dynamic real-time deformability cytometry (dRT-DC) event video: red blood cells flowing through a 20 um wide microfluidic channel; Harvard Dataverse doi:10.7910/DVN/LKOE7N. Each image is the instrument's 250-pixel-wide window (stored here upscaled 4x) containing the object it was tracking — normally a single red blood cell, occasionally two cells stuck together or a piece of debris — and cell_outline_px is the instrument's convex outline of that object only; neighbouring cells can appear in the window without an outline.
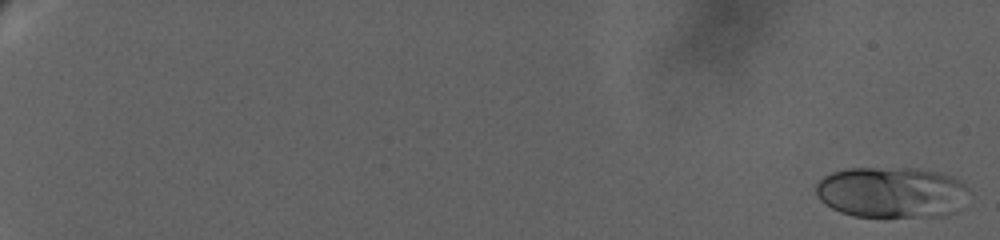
{"species": "human", "species_latin": "Homo sapiens", "temperature_condition": "warm", "stored_images_in_passage": 89, "camera_frame_rate_fps": 3000, "um_per_image_px": 0.085, "donor": {"sex": "female"}, "frame": {"image": 1, "passage_image": 1, "time_ms": 0.0, "image_size_px": [1000, 240], "cell_outline_px": [[972, 192], [956, 212], [948, 216], [852, 216], [840, 212], [824, 204], [816, 196], [816, 184], [824, 176], [832, 172], [848, 168], [916, 168], [940, 172], [952, 176], [964, 184]], "centroid_in_image_um": [75.82, 16.34], "position_along_channel_um": 9.2, "area_um2": 46.01}}
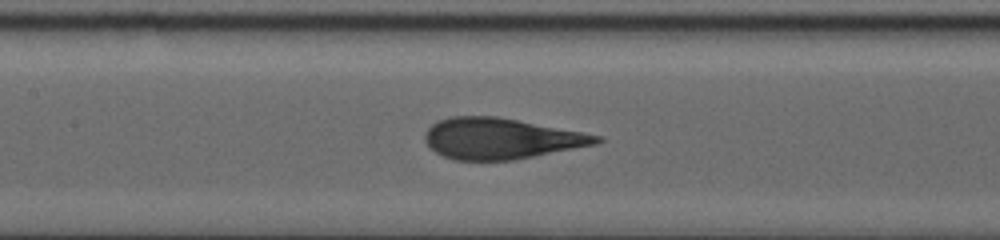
{"frame": {"image": 2, "passage_image": 46, "time_ms": 14.0, "image_size_px": [1000, 240], "cell_outline_px": [[604, 140], [596, 144], [512, 160], [456, 160], [444, 156], [428, 148], [424, 140], [424, 132], [432, 124], [440, 120], [452, 116], [496, 116], [604, 136]], "centroid_in_image_um": [42.55, 11.77], "position_along_channel_um": 164.9, "area_um2": 40.75}}
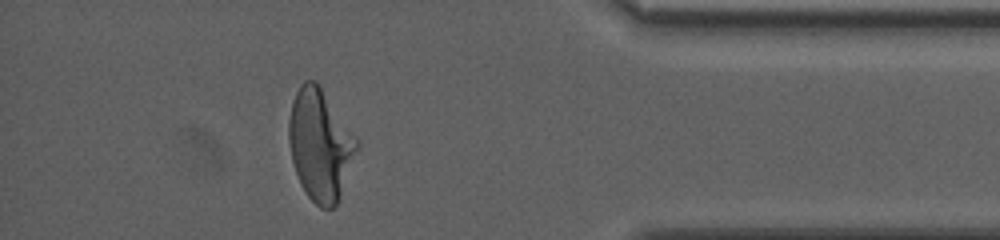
{"frame": {"image": 3, "passage_image": 84, "time_ms": 23.333, "image_size_px": [1000, 240], "cell_outline_px": [[360, 148], [340, 196], [336, 204], [332, 208], [320, 208], [308, 196], [300, 184], [292, 160], [288, 140], [288, 120], [292, 100], [300, 84], [304, 80], [316, 80], [360, 140]], "centroid_in_image_um": [27.24, 12.28], "position_along_channel_um": 408.0, "area_um2": 44.62}, "authors_computed_cell_mechanics": {"area_um2": 41.6738, "velocity_mm_per_s": 2.8586, "shape_relaxation_time_tau1_ms": 6.5705, "shape_relaxation_time_tau2_ms": null, "deformation_change_tau1": 0.2399, "deformation_change_tau2": null}}